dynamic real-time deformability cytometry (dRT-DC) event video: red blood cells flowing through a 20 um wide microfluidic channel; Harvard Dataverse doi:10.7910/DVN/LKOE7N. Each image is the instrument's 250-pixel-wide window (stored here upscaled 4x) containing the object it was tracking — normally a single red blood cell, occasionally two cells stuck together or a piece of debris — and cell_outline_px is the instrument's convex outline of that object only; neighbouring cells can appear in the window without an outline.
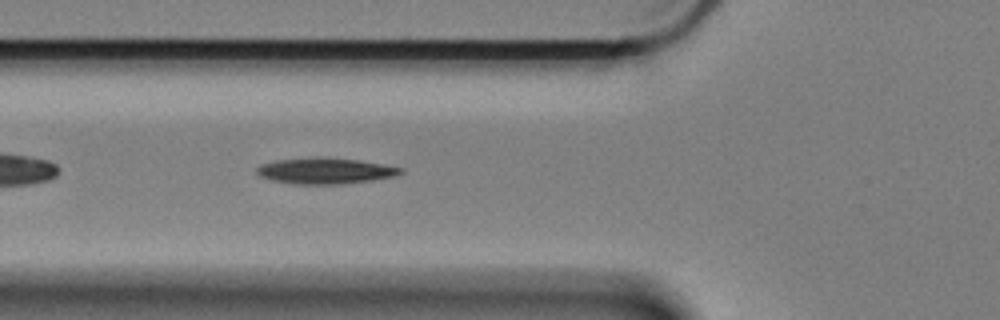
{"species": "Egyptian fruit bat (a non-hibernating species)", "species_latin": "Rousettus aegyptiacus", "temperature_condition": "cold", "stored_images_in_passage": 44, "camera_frame_rate_fps": 3000, "um_per_image_px": 0.085, "animal": {"sex": "female"}, "frame": {"image": 1, "passage_image": 6, "time_ms": 1.667, "image_size_px": [1000, 320], "cell_outline_px": [[404, 172], [396, 176], [372, 180], [344, 184], [292, 184], [272, 180], [260, 176], [256, 172], [256, 168], [260, 164], [276, 160], [320, 156], [324, 156], [360, 160], [384, 164], [404, 168]], "centroid_in_image_um": [27.67, 14.51], "position_along_channel_um": 98.1, "area_um2": 22.2}}
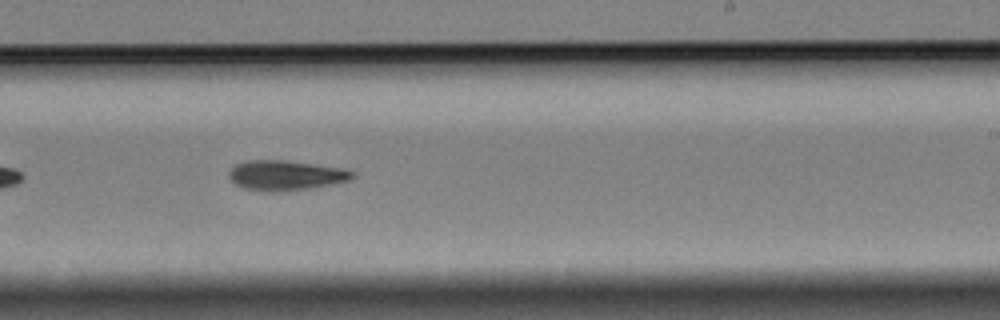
{"frame": {"image": 2, "passage_image": 21, "time_ms": 6.667, "image_size_px": [1000, 320], "cell_outline_px": [[356, 176], [348, 180], [312, 188], [272, 192], [268, 192], [244, 188], [236, 184], [228, 176], [228, 172], [236, 164], [244, 160], [284, 160], [340, 168], [356, 172]], "centroid_in_image_um": [24.25, 14.9], "position_along_channel_um": 264.7, "area_um2": 21.39}}
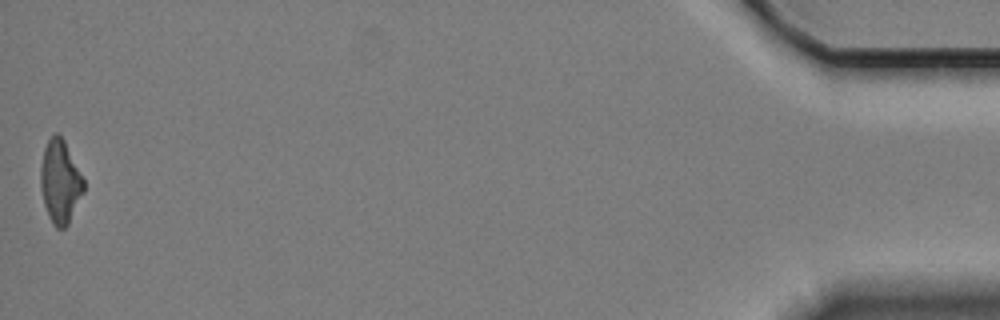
{"frame": {"image": 3, "passage_image": 44, "time_ms": 14.333, "image_size_px": [1000, 320], "cell_outline_px": [[84, 192], [68, 224], [64, 228], [56, 228], [52, 224], [44, 204], [40, 188], [40, 168], [44, 148], [48, 140], [56, 132], [64, 140], [84, 180]], "centroid_in_image_um": [5.1, 15.46], "position_along_channel_um": 430.1, "area_um2": 20.75}, "authors_computed_cell_mechanics": {"area_um2": 21.0392, "velocity_mm_per_s": 3.3231, "shape_relaxation_time_tau1_ms": 3.5435, "shape_relaxation_time_tau2_ms": null, "deformation_change_tau1": 0.1213, "deformation_change_tau2": null}}